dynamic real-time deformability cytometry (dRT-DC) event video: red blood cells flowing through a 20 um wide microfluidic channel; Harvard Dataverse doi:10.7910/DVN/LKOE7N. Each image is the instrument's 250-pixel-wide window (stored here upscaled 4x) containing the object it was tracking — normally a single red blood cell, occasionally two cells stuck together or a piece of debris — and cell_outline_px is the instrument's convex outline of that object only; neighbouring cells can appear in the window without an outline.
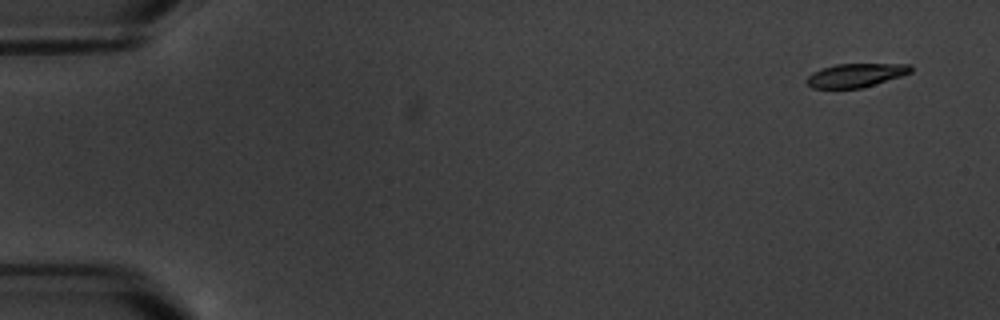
{"species": "common noctule bat (a hibernating species)", "species_latin": "Nyctalus noctula", "temperature_condition": "warm", "stored_images_in_passage": 5, "camera_frame_rate_fps": 3000, "um_per_image_px": 0.085, "animal": {"sex": "male", "body_mass_g": 20.1, "forearm_length_mm": 53.5}, "frame": {"image": 1, "passage_image": 1, "time_ms": 0.0, "image_size_px": [1000, 320], "cell_outline_px": [[912, 72], [900, 76], [860, 88], [812, 88], [808, 84], [808, 76], [812, 72], [820, 68], [836, 64], [912, 64]], "centroid_in_image_um": [72.73, 6.38], "position_along_channel_um": 12.3, "area_um2": 14.16}}
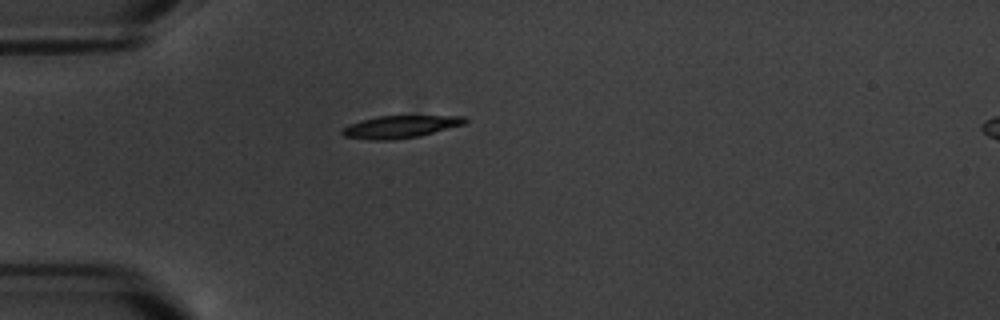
{"frame": {"image": 2, "passage_image": 5, "time_ms": 4.667, "image_size_px": [1000, 320], "cell_outline_px": [[468, 120], [464, 124], [420, 136], [392, 140], [368, 140], [344, 136], [340, 132], [348, 124], [360, 120], [380, 116], [464, 116]], "centroid_in_image_um": [33.99, 10.78], "position_along_channel_um": 51.0, "area_um2": 16.01}}